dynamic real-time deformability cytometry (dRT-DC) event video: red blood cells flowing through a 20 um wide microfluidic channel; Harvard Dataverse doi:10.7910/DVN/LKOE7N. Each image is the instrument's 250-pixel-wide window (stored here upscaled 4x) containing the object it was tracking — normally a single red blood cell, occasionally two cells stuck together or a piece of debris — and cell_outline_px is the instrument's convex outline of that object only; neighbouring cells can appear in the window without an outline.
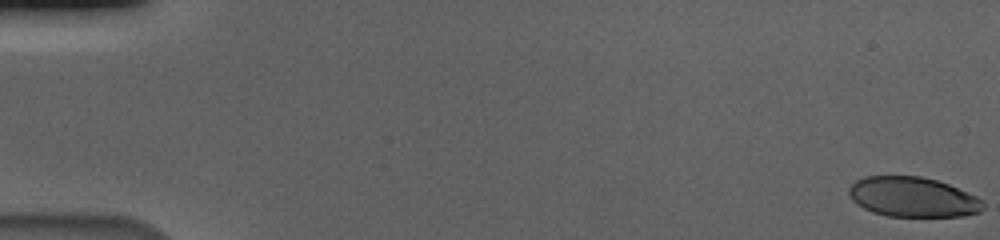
{"species": "human", "species_latin": "Homo sapiens", "temperature_condition": "cold", "stored_images_in_passage": 59, "camera_frame_rate_fps": 3000, "um_per_image_px": 0.085, "donor": {"sex": "male"}, "frame": {"image": 1, "passage_image": 1, "time_ms": 0.0, "image_size_px": [1000, 240], "cell_outline_px": [[984, 208], [980, 212], [964, 216], [888, 216], [872, 212], [856, 204], [852, 200], [848, 192], [848, 188], [856, 180], [864, 176], [920, 176], [936, 180], [948, 184], [976, 196], [984, 204]], "centroid_in_image_um": [77.56, 16.75], "position_along_channel_um": 7.4, "area_um2": 31.21}}
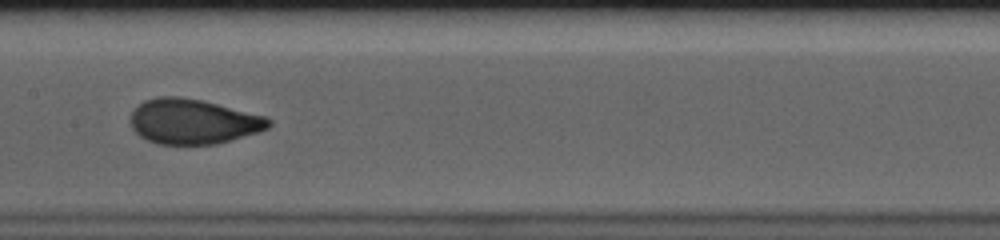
{"frame": {"image": 2, "passage_image": 31, "time_ms": 10.0, "image_size_px": [1000, 240], "cell_outline_px": [[272, 124], [268, 128], [256, 132], [216, 144], [156, 144], [140, 136], [132, 128], [132, 112], [144, 100], [160, 96], [180, 96], [200, 100], [264, 116], [272, 120]], "centroid_in_image_um": [16.4, 10.33], "position_along_channel_um": 191.0, "area_um2": 35.72}}
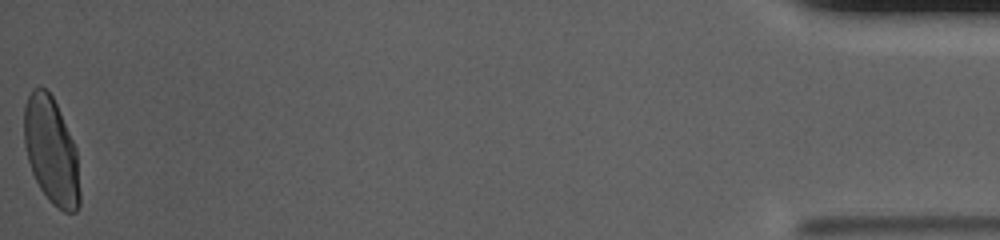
{"frame": {"image": 3, "passage_image": 59, "time_ms": 19.333, "image_size_px": [1000, 240], "cell_outline_px": [[80, 204], [76, 212], [64, 212], [52, 204], [48, 200], [40, 188], [32, 172], [28, 160], [24, 144], [24, 108], [28, 96], [32, 88], [40, 84], [52, 96], [56, 104], [76, 148], [80, 192]], "centroid_in_image_um": [4.35, 12.83], "position_along_channel_um": 430.9, "area_um2": 34.68}, "authors_computed_cell_mechanics": {"area_um2": 34.68, "velocity_mm_per_s": 3.5693, "shape_relaxation_time_tau1_ms": 3.4993, "shape_relaxation_time_tau2_ms": null, "deformation_change_tau1": 0.1514, "deformation_change_tau2": null}}